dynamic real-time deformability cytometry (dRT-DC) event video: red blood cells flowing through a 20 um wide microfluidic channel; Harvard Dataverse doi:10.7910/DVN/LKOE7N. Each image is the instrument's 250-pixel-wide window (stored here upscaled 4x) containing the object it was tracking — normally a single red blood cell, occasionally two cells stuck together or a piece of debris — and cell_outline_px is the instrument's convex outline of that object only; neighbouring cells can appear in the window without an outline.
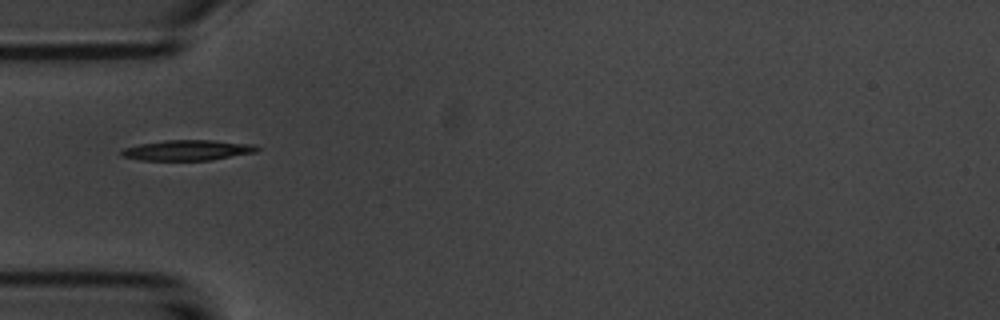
{"species": "common noctule bat (a hibernating species)", "species_latin": "Nyctalus noctula", "temperature_condition": "room temperature", "stored_images_in_passage": 31, "camera_frame_rate_fps": 3000, "um_per_image_px": 0.085, "animal": {"sex": "male", "body_mass_g": 20.1, "forearm_length_mm": 53.5}, "frame": {"image": 1, "passage_image": 1, "time_ms": 0.0, "image_size_px": [1000, 320], "cell_outline_px": [[260, 148], [256, 152], [212, 160], [140, 160], [124, 156], [120, 152], [124, 148], [140, 144], [164, 140], [212, 140], [252, 144]], "centroid_in_image_um": [15.96, 12.76], "position_along_channel_um": 69.0, "area_um2": 16.01}}
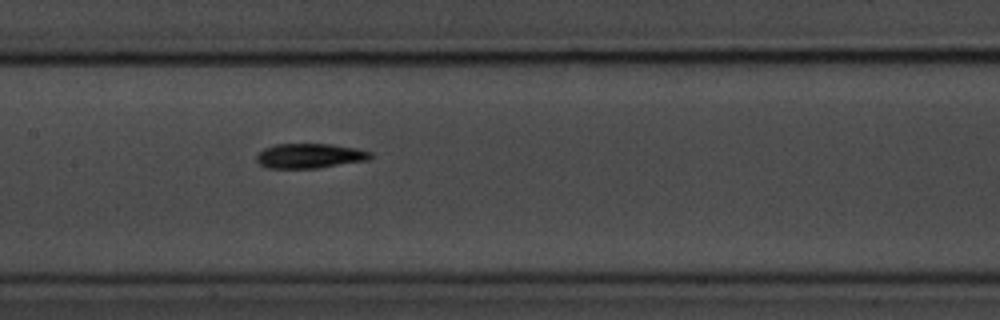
{"frame": {"image": 2, "passage_image": 10, "time_ms": 3.0, "image_size_px": [1000, 320], "cell_outline_px": [[372, 156], [368, 160], [316, 168], [264, 168], [256, 160], [256, 156], [264, 148], [276, 144], [332, 144], [356, 148], [372, 152]], "centroid_in_image_um": [26.32, 13.24], "position_along_channel_um": 181.1, "area_um2": 16.42}}
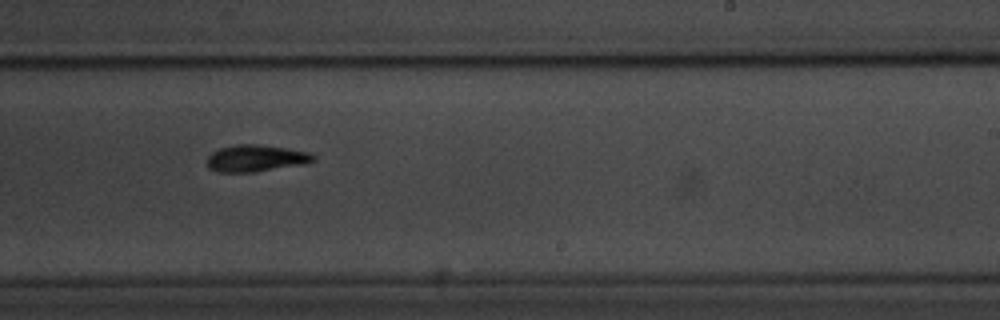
{"frame": {"image": 3, "passage_image": 17, "time_ms": 5.333, "image_size_px": [1000, 320], "cell_outline_px": [[316, 160], [304, 164], [256, 172], [216, 172], [208, 168], [208, 156], [212, 152], [220, 148], [236, 144], [256, 144], [284, 148], [308, 152], [316, 156]], "centroid_in_image_um": [21.74, 13.46], "position_along_channel_um": 267.3, "area_um2": 16.59}, "authors_computed_cell_mechanics": {"area_um2": 16.0106, "velocity_mm_per_s": 3.7114, "shape_relaxation_time_tau1_ms": 2.5472, "shape_relaxation_time_tau2_ms": 6.6335, "deformation_change_tau1": 0.1541, "deformation_change_tau2": 0.12}}